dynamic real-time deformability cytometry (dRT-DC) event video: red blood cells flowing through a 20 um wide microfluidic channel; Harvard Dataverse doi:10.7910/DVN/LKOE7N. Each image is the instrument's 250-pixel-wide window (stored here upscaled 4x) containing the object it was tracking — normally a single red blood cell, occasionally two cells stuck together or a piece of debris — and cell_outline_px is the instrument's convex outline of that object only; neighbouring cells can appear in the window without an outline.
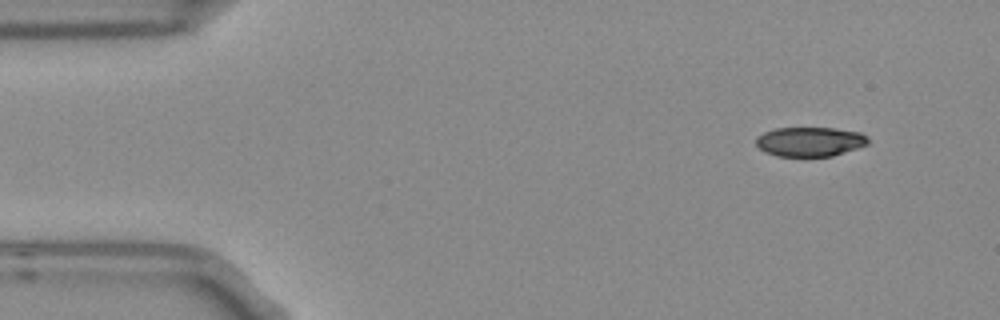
{"species": "Egyptian fruit bat (a non-hibernating species)", "species_latin": "Rousettus aegyptiacus", "temperature_condition": "room temperature", "stored_images_in_passage": 3, "camera_frame_rate_fps": 3000, "um_per_image_px": 0.085, "frame": {"image": 1, "passage_image": 1, "time_ms": 0.0, "image_size_px": [1000, 320], "cell_outline_px": [[868, 144], [832, 156], [776, 156], [764, 152], [756, 144], [756, 136], [764, 132], [776, 128], [836, 128], [860, 132], [868, 136]], "centroid_in_image_um": [68.83, 12.03], "position_along_channel_um": 16.2, "area_um2": 19.25}}
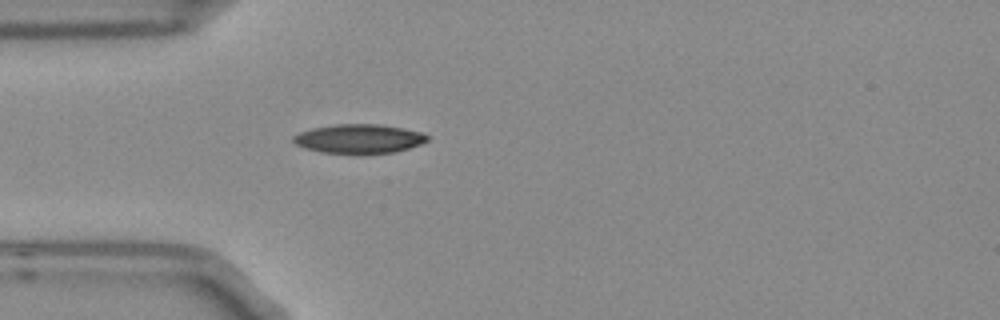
{"frame": {"image": 2, "passage_image": 3, "time_ms": 0.667, "image_size_px": [1000, 320], "cell_outline_px": [[428, 140], [420, 144], [408, 148], [392, 152], [320, 152], [304, 148], [296, 144], [292, 140], [292, 136], [300, 132], [312, 128], [336, 124], [380, 124], [420, 132], [428, 136]], "centroid_in_image_um": [30.46, 11.77], "position_along_channel_um": 54.5, "area_um2": 22.14}}